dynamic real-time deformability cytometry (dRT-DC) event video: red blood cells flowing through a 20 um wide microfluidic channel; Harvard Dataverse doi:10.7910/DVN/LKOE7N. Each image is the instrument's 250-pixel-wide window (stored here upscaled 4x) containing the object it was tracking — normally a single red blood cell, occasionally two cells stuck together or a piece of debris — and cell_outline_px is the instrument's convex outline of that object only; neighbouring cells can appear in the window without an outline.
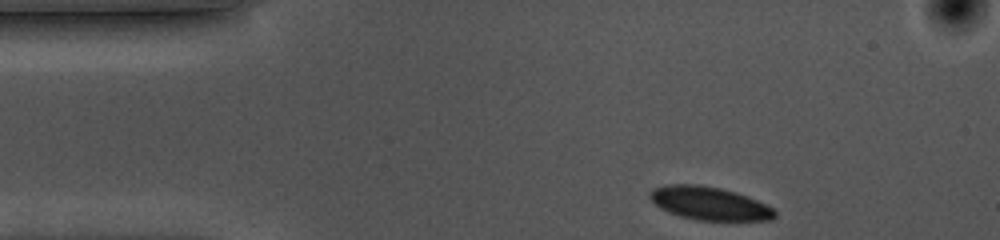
{"species": "common noctule bat (a hibernating species)", "species_latin": "Nyctalus noctula", "temperature_condition": "cold", "stored_images_in_passage": 37, "camera_frame_rate_fps": 3000, "um_per_image_px": 0.085, "animal": {"sex": "female", "body_mass_g": 10.0, "forearm_length_mm": 53.1}, "frame": {"image": 1, "passage_image": 1, "time_ms": 0.0, "image_size_px": [1000, 240], "cell_outline_px": [[776, 216], [772, 220], [696, 220], [680, 216], [668, 212], [660, 208], [648, 196], [648, 192], [652, 188], [668, 184], [700, 184], [720, 188], [736, 192], [748, 196], [776, 208]], "centroid_in_image_um": [60.31, 17.28], "position_along_channel_um": 24.7, "area_um2": 24.45}}
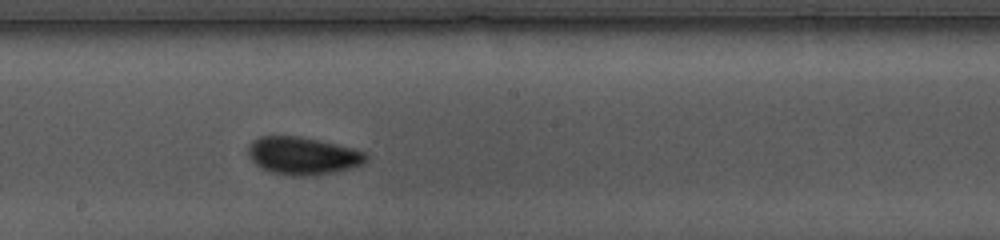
{"frame": {"image": 2, "passage_image": 22, "time_ms": 7.0, "image_size_px": [1000, 240], "cell_outline_px": [[368, 160], [364, 164], [352, 168], [332, 172], [308, 176], [288, 176], [272, 172], [260, 168], [248, 156], [248, 144], [252, 140], [260, 136], [300, 136], [320, 140], [352, 148], [364, 152], [368, 156]], "centroid_in_image_um": [25.72, 13.24], "position_along_channel_um": 222.5, "area_um2": 26.07}}
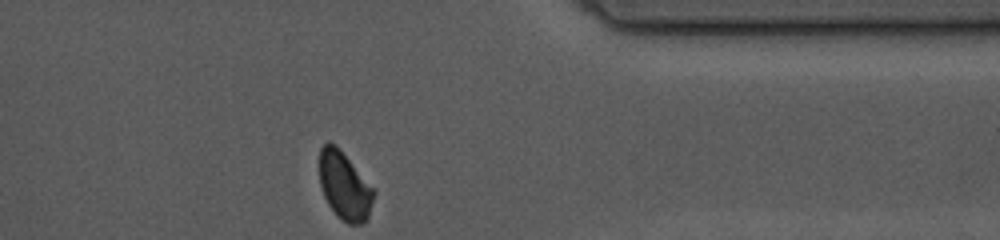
{"frame": {"image": 3, "passage_image": 37, "time_ms": 12.0, "image_size_px": [1000, 240], "cell_outline_px": [[376, 192], [368, 216], [360, 224], [348, 224], [340, 220], [336, 216], [328, 204], [320, 188], [320, 148], [328, 140], [336, 144], [340, 148], [376, 188]], "centroid_in_image_um": [29.3, 15.77], "position_along_channel_um": 382.1, "area_um2": 22.08}, "authors_computed_cell_mechanics": {"area_um2": 24.7384, "velocity_mm_per_s": 3.5383, "shape_relaxation_time_tau1_ms": 10.8455, "shape_relaxation_time_tau2_ms": 10.8282, "deformation_change_tau1": 0.1738, "deformation_change_tau2": 0.1059}}